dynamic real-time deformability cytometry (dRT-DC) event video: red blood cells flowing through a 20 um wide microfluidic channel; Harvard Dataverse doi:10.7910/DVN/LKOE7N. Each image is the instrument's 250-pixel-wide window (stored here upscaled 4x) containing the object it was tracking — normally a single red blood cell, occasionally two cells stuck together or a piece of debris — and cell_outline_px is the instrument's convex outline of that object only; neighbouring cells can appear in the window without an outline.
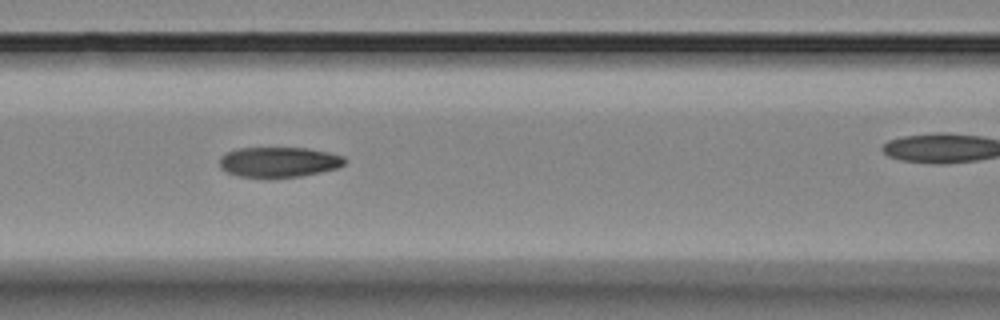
{"species": "Egyptian fruit bat (a non-hibernating species)", "species_latin": "Rousettus aegyptiacus", "temperature_condition": "room temperature", "stored_images_in_passage": 8, "camera_frame_rate_fps": 3000, "um_per_image_px": 0.085, "animal": {"sex": "female"}, "frame": {"image": 1, "passage_image": 5, "time_ms": 5.333, "image_size_px": [1000, 320], "cell_outline_px": [[348, 160], [344, 164], [336, 168], [320, 172], [300, 176], [264, 180], [240, 176], [228, 172], [220, 168], [220, 156], [228, 152], [240, 148], [308, 148], [328, 152], [344, 156]], "centroid_in_image_um": [23.7, 13.8], "position_along_channel_um": 142.9, "area_um2": 22.48}}
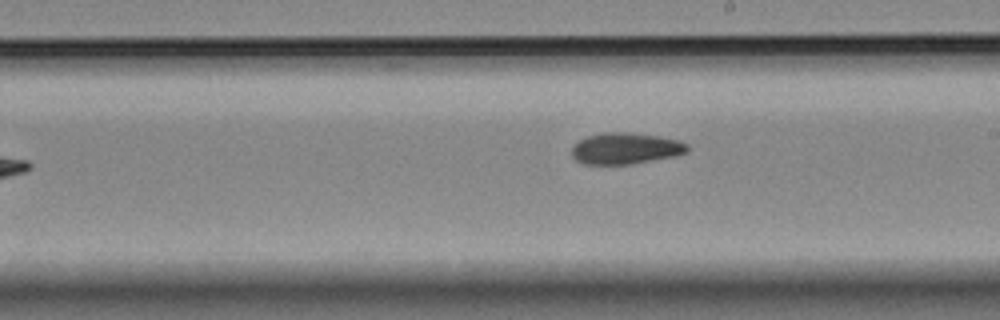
{"frame": {"image": 2, "passage_image": 8, "time_ms": 9.0, "image_size_px": [1000, 320], "cell_outline_px": [[688, 152], [676, 156], [632, 164], [584, 164], [576, 160], [572, 156], [572, 148], [580, 140], [588, 136], [604, 132], [628, 132], [660, 136], [676, 140], [688, 144]], "centroid_in_image_um": [53.19, 12.62], "position_along_channel_um": 235.8, "area_um2": 21.1}}